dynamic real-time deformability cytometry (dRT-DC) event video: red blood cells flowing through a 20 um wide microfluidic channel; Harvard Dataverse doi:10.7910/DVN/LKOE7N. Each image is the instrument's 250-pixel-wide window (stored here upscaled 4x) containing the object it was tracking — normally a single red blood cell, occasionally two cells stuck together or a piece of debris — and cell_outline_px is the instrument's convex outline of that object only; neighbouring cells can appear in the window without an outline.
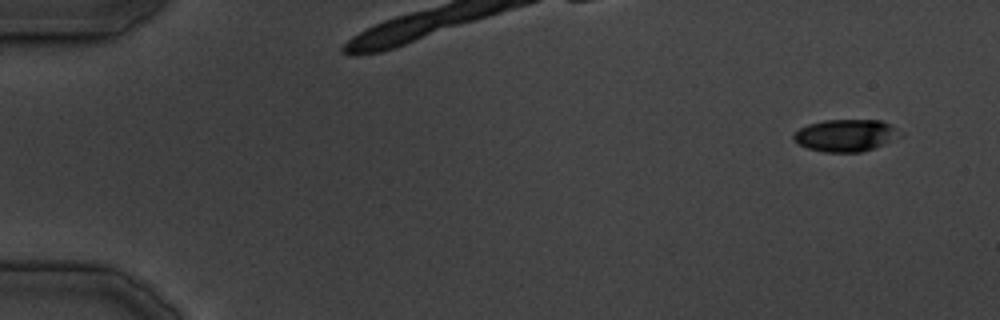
{"species": "common noctule bat (a hibernating species)", "species_latin": "Nyctalus noctula", "temperature_condition": "cold", "stored_images_in_passage": 36, "camera_frame_rate_fps": 3000, "um_per_image_px": 0.085, "animal": {"sex": "male", "body_mass_g": 19.5, "forearm_length_mm": 54.6}, "frame": {"image": 1, "passage_image": 2, "time_ms": 2.0, "image_size_px": [1000, 320], "cell_outline_px": [[904, 136], [884, 144], [860, 152], [824, 152], [808, 148], [800, 144], [792, 136], [800, 128], [808, 124], [824, 120], [880, 120], [904, 132]], "centroid_in_image_um": [71.95, 11.5], "position_along_channel_um": 13.1, "area_um2": 19.88}}
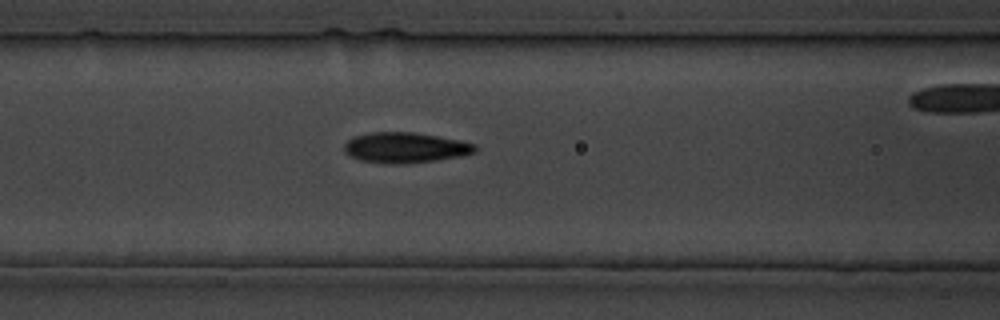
{"frame": {"image": 2, "passage_image": 17, "time_ms": 19.333, "image_size_px": [1000, 320], "cell_outline_px": [[476, 152], [464, 156], [436, 160], [404, 164], [384, 164], [360, 160], [344, 152], [344, 144], [352, 136], [368, 132], [412, 132], [436, 136], [476, 144]], "centroid_in_image_um": [34.41, 12.55], "position_along_channel_um": 132.2, "area_um2": 23.35}}
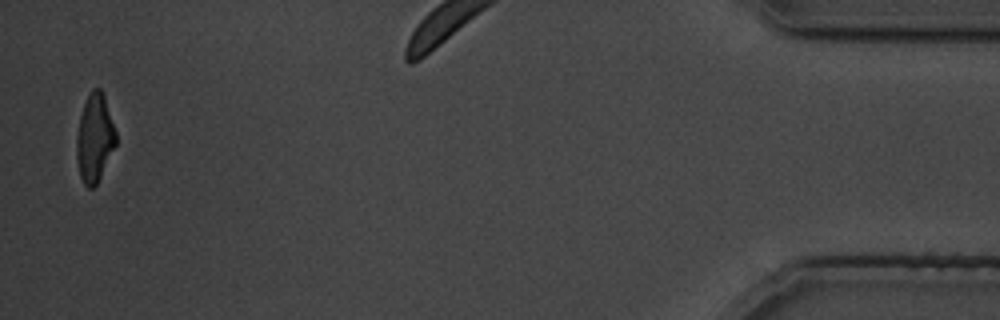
{"frame": {"image": 3, "passage_image": 36, "time_ms": 45.0, "image_size_px": [1000, 320], "cell_outline_px": [[116, 144], [96, 184], [92, 188], [88, 188], [84, 184], [80, 176], [76, 156], [76, 136], [80, 116], [84, 104], [92, 88], [100, 88], [104, 92], [116, 132]], "centroid_in_image_um": [8.04, 11.7], "position_along_channel_um": 427.2, "area_um2": 20.11}}